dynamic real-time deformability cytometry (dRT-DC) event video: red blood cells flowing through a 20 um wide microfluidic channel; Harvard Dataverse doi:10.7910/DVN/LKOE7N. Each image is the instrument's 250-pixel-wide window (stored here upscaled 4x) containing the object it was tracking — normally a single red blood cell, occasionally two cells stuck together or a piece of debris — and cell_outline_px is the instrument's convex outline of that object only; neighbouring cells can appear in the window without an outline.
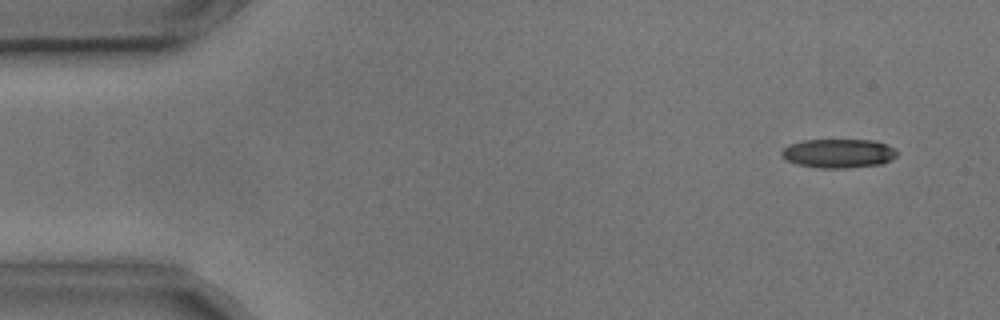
{"species": "common noctule bat (a hibernating species)", "species_latin": "Nyctalus noctula", "temperature_condition": "cold", "stored_images_in_passage": 4, "camera_frame_rate_fps": 3000, "um_per_image_px": 0.085, "animal": {"sex": "male", "body_mass_g": 17.9, "forearm_length_mm": 54.2}, "frame": {"image": 1, "passage_image": 1, "time_ms": 0.0, "image_size_px": [1000, 320], "cell_outline_px": [[896, 156], [892, 160], [884, 164], [844, 168], [816, 168], [796, 164], [780, 156], [780, 152], [788, 144], [804, 140], [876, 140], [892, 148], [896, 152]], "centroid_in_image_um": [71.24, 13.04], "position_along_channel_um": 13.8, "area_um2": 19.59}}